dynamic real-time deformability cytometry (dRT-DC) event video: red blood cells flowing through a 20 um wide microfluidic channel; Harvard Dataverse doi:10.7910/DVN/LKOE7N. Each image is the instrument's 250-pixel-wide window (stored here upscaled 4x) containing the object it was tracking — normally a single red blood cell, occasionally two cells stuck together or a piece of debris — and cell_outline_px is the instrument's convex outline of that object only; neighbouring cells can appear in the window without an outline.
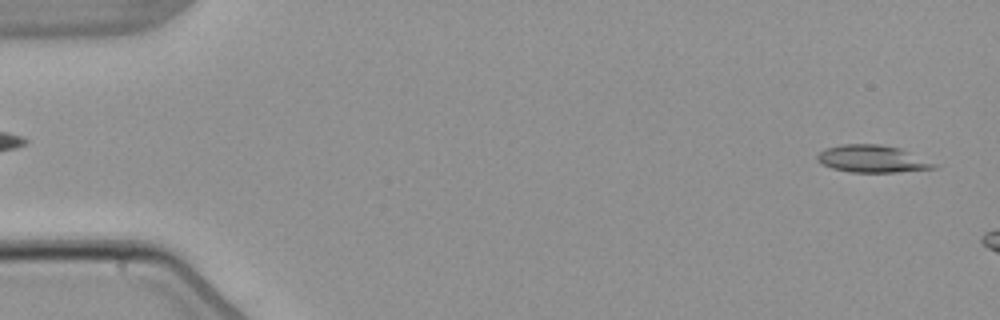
{"species": "common noctule bat (a hibernating species)", "species_latin": "Nyctalus noctula", "temperature_condition": "warm", "stored_images_in_passage": 5, "segment_of_instrument_passage": [2, 2], "camera_frame_rate_fps": 3000, "um_per_image_px": 0.085, "animal": {"sex": "male", "body_mass_g": 21.5, "forearm_length_mm": 52.0}, "frame": {"image": 1, "passage_image": 5, "time_ms": 5.0, "image_size_px": [1000, 320], "cell_outline_px": [[936, 168], [896, 172], [848, 172], [832, 168], [820, 164], [816, 160], [816, 156], [824, 148], [840, 144], [880, 144], [900, 148], [936, 164]], "centroid_in_image_um": [74.06, 13.5], "position_along_channel_um": 10.9, "area_um2": 18.55}}